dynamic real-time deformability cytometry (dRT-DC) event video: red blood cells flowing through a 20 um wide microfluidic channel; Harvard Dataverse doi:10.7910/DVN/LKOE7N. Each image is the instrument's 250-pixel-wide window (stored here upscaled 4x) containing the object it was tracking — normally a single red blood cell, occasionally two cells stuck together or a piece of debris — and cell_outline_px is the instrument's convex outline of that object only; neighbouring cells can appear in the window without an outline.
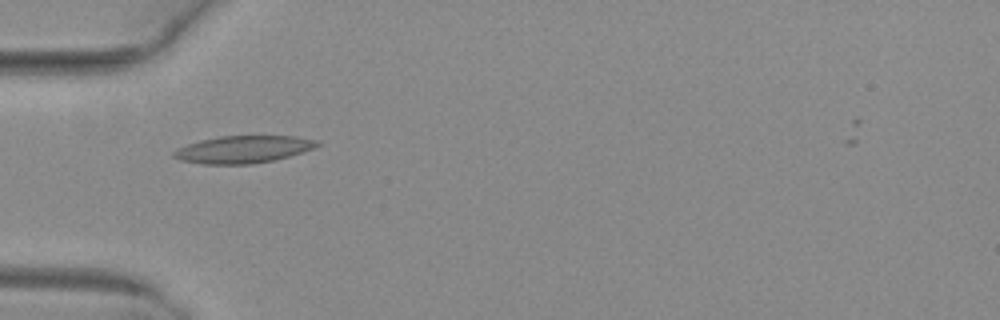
{"species": "common noctule bat (a hibernating species)", "species_latin": "Nyctalus noctula", "temperature_condition": "warm", "stored_images_in_passage": 35, "camera_frame_rate_fps": 3000, "um_per_image_px": 0.085, "animal": {"sex": "female", "body_mass_g": 29.2, "forearm_length_mm": 56.3}, "frame": {"image": 1, "passage_image": 1, "time_ms": 0.0, "image_size_px": [1000, 320], "cell_outline_px": [[324, 144], [288, 156], [272, 160], [252, 164], [204, 164], [180, 160], [172, 156], [172, 152], [176, 148], [200, 140], [220, 136], [296, 136], [320, 140]], "centroid_in_image_um": [20.67, 12.69], "position_along_channel_um": 64.3, "area_um2": 22.83}}
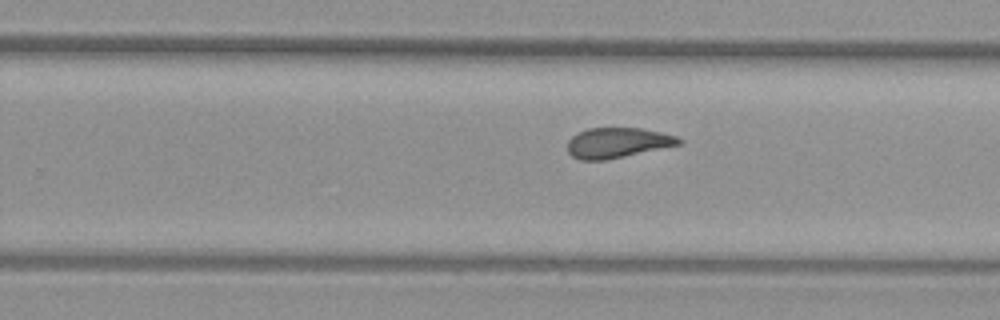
{"frame": {"image": 2, "passage_image": 17, "time_ms": 5.333, "image_size_px": [1000, 320], "cell_outline_px": [[684, 140], [680, 144], [624, 156], [604, 160], [580, 160], [572, 156], [568, 152], [568, 140], [576, 132], [588, 128], [640, 128], [660, 132], [676, 136]], "centroid_in_image_um": [52.45, 12.12], "position_along_channel_um": 277.4, "area_um2": 19.48}}
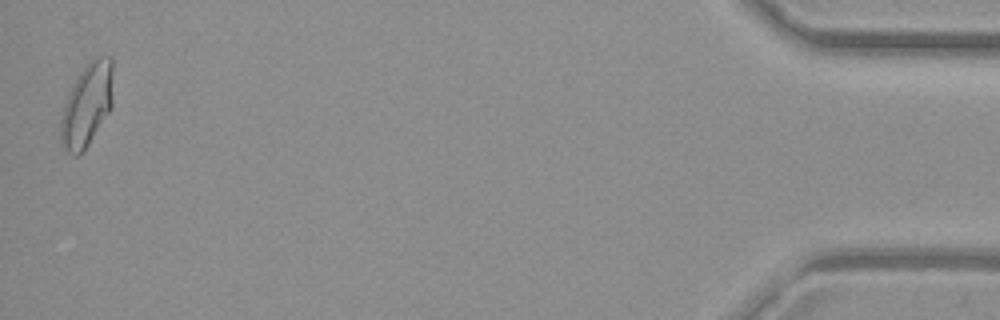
{"frame": {"image": 3, "passage_image": 35, "time_ms": 11.333, "image_size_px": [1000, 320], "cell_outline_px": [[112, 108], [88, 144], [76, 156], [72, 156], [60, 144], [60, 120], [64, 104], [68, 92], [72, 84], [88, 60], [92, 56], [112, 56]], "centroid_in_image_um": [7.38, 8.87], "position_along_channel_um": 427.8, "area_um2": 25.66}, "authors_computed_cell_mechanics": {"area_um2": 20.6346, "velocity_mm_per_s": 4.0382, "shape_relaxation_time_tau1_ms": null, "shape_relaxation_time_tau2_ms": 1.9232, "deformation_change_tau1": null, "deformation_change_tau2": 0.0886}}